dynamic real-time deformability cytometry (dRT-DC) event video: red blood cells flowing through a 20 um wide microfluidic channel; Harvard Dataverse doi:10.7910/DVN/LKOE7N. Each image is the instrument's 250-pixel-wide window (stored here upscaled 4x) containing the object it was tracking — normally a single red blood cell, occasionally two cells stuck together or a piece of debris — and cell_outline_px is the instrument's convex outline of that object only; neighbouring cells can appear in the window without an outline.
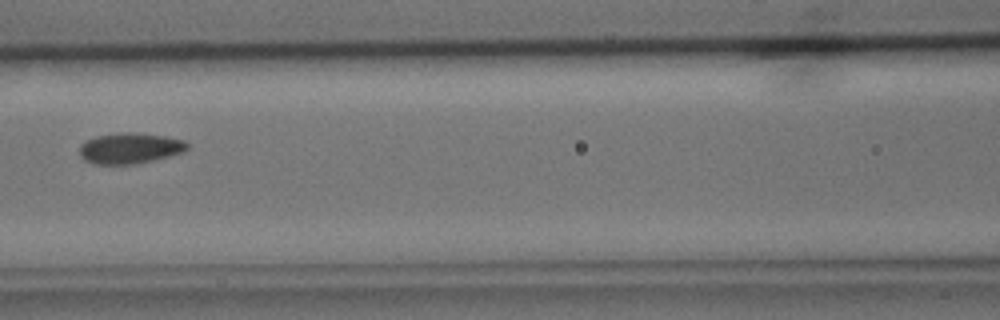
{"species": "common noctule bat (a hibernating species)", "species_latin": "Nyctalus noctula", "temperature_condition": "cold", "stored_images_in_passage": 6, "camera_frame_rate_fps": 3000, "um_per_image_px": 0.085, "animal": {"sex": "male", "body_mass_g": 15.6}, "frame": {"image": 1, "passage_image": 6, "time_ms": 6.667, "image_size_px": [1000, 320], "cell_outline_px": [[188, 148], [184, 152], [136, 164], [92, 164], [84, 160], [80, 156], [80, 144], [84, 140], [96, 136], [120, 132], [132, 132], [164, 136], [184, 140], [188, 144]], "centroid_in_image_um": [11.0, 12.6], "position_along_channel_um": 155.6, "area_um2": 19.42}}